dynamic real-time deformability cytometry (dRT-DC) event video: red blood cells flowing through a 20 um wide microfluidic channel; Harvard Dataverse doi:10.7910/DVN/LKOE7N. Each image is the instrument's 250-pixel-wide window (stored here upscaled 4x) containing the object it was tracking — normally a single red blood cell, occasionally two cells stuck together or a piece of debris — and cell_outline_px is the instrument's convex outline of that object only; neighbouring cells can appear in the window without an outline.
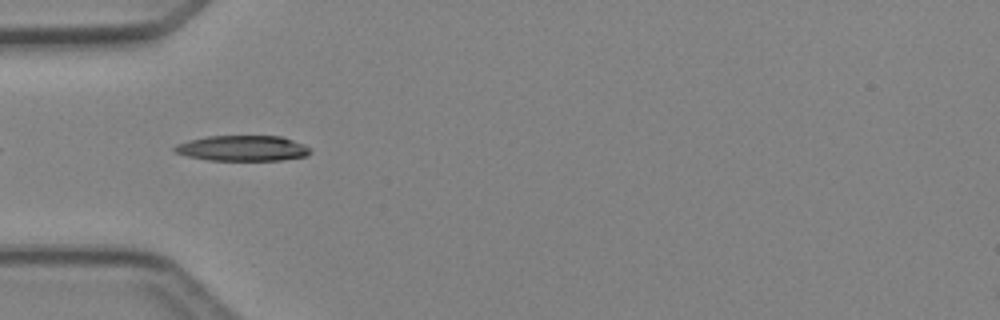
{"species": "Egyptian fruit bat (a non-hibernating species)", "species_latin": "Rousettus aegyptiacus", "temperature_condition": "cold", "stored_images_in_passage": 5, "camera_frame_rate_fps": 3000, "um_per_image_px": 0.085, "animal": {"sex": "female"}, "frame": {"image": 1, "passage_image": 1, "time_ms": 0.0, "image_size_px": [1000, 320], "cell_outline_px": [[312, 152], [308, 156], [284, 160], [208, 160], [188, 156], [172, 152], [172, 148], [176, 144], [188, 140], [208, 136], [280, 136], [304, 144], [312, 148]], "centroid_in_image_um": [20.63, 12.6], "position_along_channel_um": 64.4, "area_um2": 20.4}}